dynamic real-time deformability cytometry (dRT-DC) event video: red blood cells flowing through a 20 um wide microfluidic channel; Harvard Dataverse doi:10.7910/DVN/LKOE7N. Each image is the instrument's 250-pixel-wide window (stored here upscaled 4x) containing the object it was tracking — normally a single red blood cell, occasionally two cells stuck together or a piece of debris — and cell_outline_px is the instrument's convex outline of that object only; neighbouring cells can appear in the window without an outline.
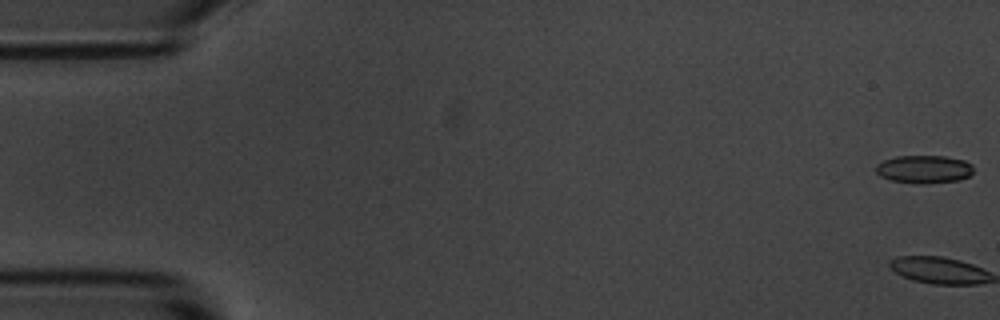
{"species": "common noctule bat (a hibernating species)", "species_latin": "Nyctalus noctula", "temperature_condition": "room temperature", "stored_images_in_passage": 6, "camera_frame_rate_fps": 3000, "um_per_image_px": 0.085, "animal": {"sex": "male", "body_mass_g": 20.1, "forearm_length_mm": 53.5}, "frame": {"image": 1, "passage_image": 1, "time_ms": 0.0, "image_size_px": [1000, 320], "cell_outline_px": [[972, 172], [968, 176], [960, 180], [924, 184], [920, 184], [892, 180], [880, 176], [876, 172], [876, 164], [884, 160], [896, 156], [944, 156], [964, 160], [972, 164]], "centroid_in_image_um": [78.54, 14.38], "position_along_channel_um": 6.5, "area_um2": 15.9}}